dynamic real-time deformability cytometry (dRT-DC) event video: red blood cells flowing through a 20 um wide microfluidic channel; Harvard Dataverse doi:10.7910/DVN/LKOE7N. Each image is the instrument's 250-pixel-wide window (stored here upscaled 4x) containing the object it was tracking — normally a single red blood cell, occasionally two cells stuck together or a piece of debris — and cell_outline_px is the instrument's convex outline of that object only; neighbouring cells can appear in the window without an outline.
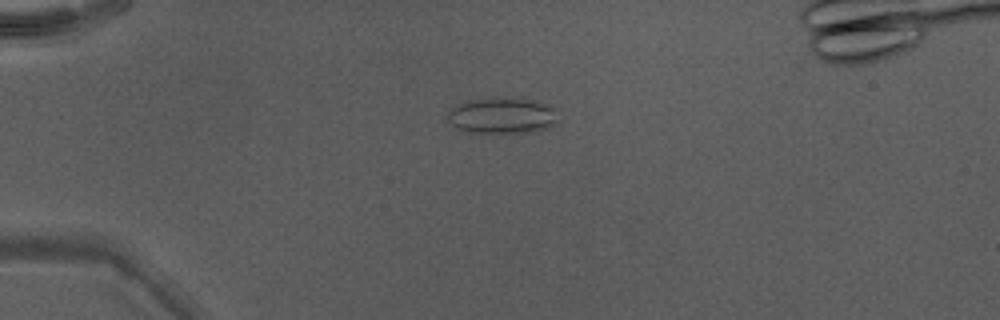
{"species": "Egyptian fruit bat (a non-hibernating species)", "species_latin": "Rousettus aegyptiacus", "temperature_condition": "warm", "stored_images_in_passage": 41, "camera_frame_rate_fps": 3000, "um_per_image_px": 0.085, "animal": {"sex": "male"}, "frame": {"image": 1, "passage_image": 5, "time_ms": 1.333, "image_size_px": [1000, 320], "cell_outline_px": [[552, 124], [548, 128], [532, 132], [468, 132], [456, 128], [444, 116], [456, 104], [468, 100], [496, 96], [504, 96], [536, 100], [552, 104]], "centroid_in_image_um": [42.59, 9.78], "position_along_channel_um": 42.4, "area_um2": 23.35}}
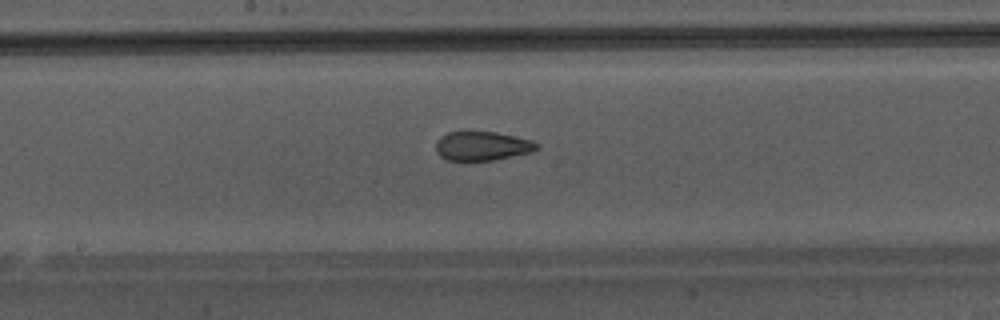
{"frame": {"image": 2, "passage_image": 19, "time_ms": 6.0, "image_size_px": [1000, 320], "cell_outline_px": [[540, 144], [532, 152], [492, 160], [448, 160], [440, 156], [436, 152], [436, 140], [440, 136], [448, 132], [468, 128], [496, 132], [532, 140]], "centroid_in_image_um": [40.93, 12.35], "position_along_channel_um": 207.3, "area_um2": 17.69}}
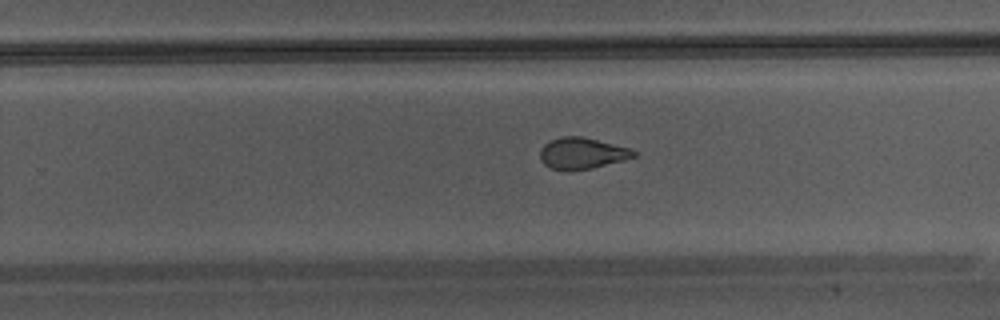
{"frame": {"image": 3, "passage_image": 24, "time_ms": 7.667, "image_size_px": [1000, 320], "cell_outline_px": [[636, 156], [624, 160], [592, 168], [552, 168], [544, 164], [540, 160], [540, 148], [544, 144], [560, 136], [580, 136], [632, 148], [636, 152]], "centroid_in_image_um": [49.5, 12.99], "position_along_channel_um": 280.3, "area_um2": 16.7}}